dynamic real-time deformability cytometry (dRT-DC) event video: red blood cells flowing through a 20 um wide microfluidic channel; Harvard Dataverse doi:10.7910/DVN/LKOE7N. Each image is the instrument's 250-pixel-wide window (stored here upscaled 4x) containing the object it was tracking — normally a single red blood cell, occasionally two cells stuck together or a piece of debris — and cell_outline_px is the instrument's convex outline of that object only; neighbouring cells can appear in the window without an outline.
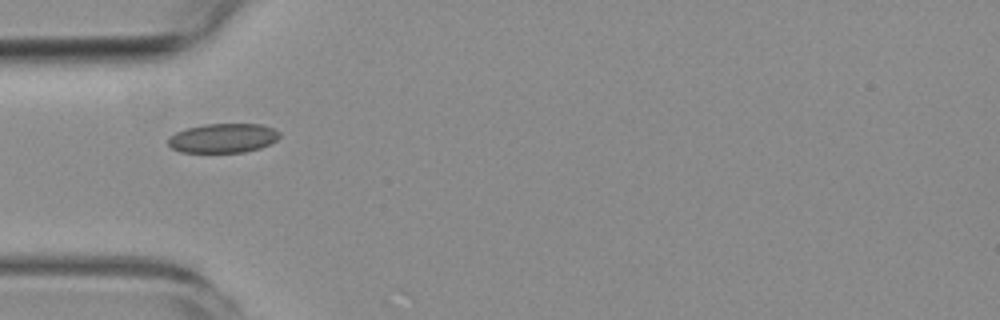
{"species": "common noctule bat (a hibernating species)", "species_latin": "Nyctalus noctula", "temperature_condition": "room temperature", "stored_images_in_passage": 4, "camera_frame_rate_fps": 3000, "um_per_image_px": 0.085, "animal": {"sex": "female", "body_mass_g": 19.3, "forearm_length_mm": 54.1}, "frame": {"image": 1, "passage_image": 3, "time_ms": 2.667, "image_size_px": [1000, 320], "cell_outline_px": [[280, 136], [276, 140], [260, 148], [244, 152], [180, 152], [172, 148], [168, 144], [168, 136], [176, 132], [188, 128], [204, 124], [260, 124], [272, 128], [280, 132]], "centroid_in_image_um": [18.94, 11.74], "position_along_channel_um": 66.1, "area_um2": 18.96}}
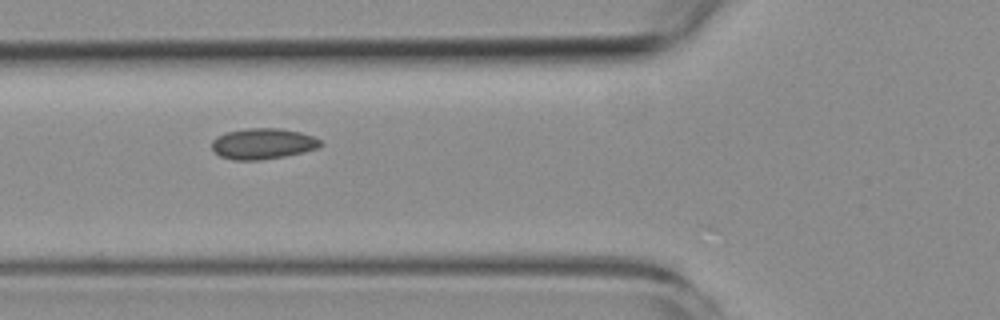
{"frame": {"image": 2, "passage_image": 4, "time_ms": 3.667, "image_size_px": [1000, 320], "cell_outline_px": [[324, 144], [320, 148], [304, 152], [284, 156], [260, 160], [232, 160], [220, 156], [212, 148], [212, 140], [216, 136], [224, 132], [248, 128], [280, 128], [300, 132], [312, 136], [320, 140]], "centroid_in_image_um": [22.35, 12.21], "position_along_channel_um": 103.5, "area_um2": 19.71}}